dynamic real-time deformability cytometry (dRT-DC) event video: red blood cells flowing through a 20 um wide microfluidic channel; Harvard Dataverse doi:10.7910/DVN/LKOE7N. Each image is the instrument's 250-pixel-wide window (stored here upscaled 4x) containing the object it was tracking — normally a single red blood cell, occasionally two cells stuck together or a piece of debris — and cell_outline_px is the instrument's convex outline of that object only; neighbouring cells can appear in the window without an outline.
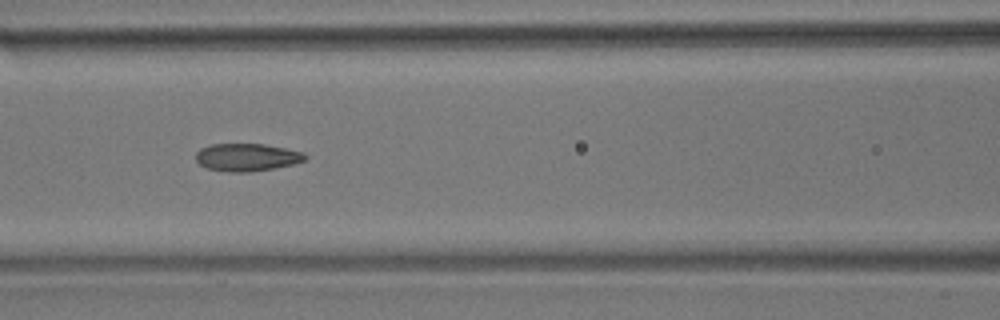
{"species": "common noctule bat (a hibernating species)", "species_latin": "Nyctalus noctula", "temperature_condition": "room temperature", "stored_images_in_passage": 14, "camera_frame_rate_fps": 3000, "um_per_image_px": 0.085, "animal": {"sex": "male", "body_mass_g": 17.9}, "frame": {"image": 1, "passage_image": 7, "time_ms": 7.667, "image_size_px": [1000, 320], "cell_outline_px": [[308, 156], [304, 160], [292, 164], [276, 168], [248, 172], [232, 172], [208, 168], [200, 164], [196, 160], [196, 152], [200, 148], [212, 144], [264, 144], [304, 152]], "centroid_in_image_um": [20.99, 13.36], "position_along_channel_um": 145.6, "area_um2": 17.51}}
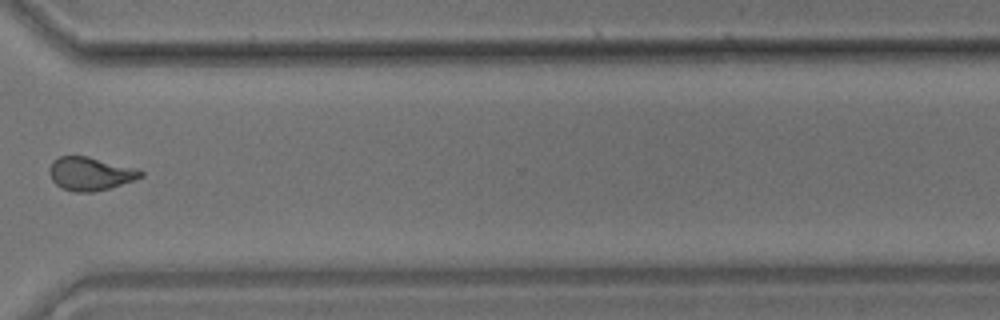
{"frame": {"image": 2, "passage_image": 12, "time_ms": 13.667, "image_size_px": [1000, 320], "cell_outline_px": [[144, 176], [96, 192], [72, 192], [60, 188], [52, 180], [48, 172], [52, 160], [60, 156], [88, 156], [140, 168], [144, 172]], "centroid_in_image_um": [7.67, 14.76], "position_along_channel_um": 362.9, "area_um2": 18.03}}
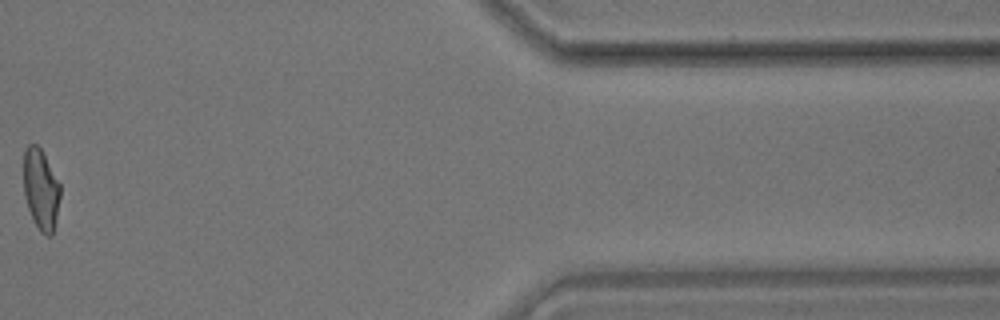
{"frame": {"image": 3, "passage_image": 14, "time_ms": 16.333, "image_size_px": [1000, 320], "cell_outline_px": [[60, 196], [56, 220], [52, 236], [48, 236], [40, 232], [28, 208], [24, 196], [24, 152], [28, 144], [36, 144], [40, 148], [60, 184]], "centroid_in_image_um": [3.47, 16.11], "position_along_channel_um": 407.9, "area_um2": 17.05}, "authors_computed_cell_mechanics": {"area_um2": 17.8891, "velocity_mm_per_s": 3.6155, "shape_relaxation_time_tau1_ms": 8.8181, "shape_relaxation_time_tau2_ms": null, "deformation_change_tau1": 0.1659, "deformation_change_tau2": null}}